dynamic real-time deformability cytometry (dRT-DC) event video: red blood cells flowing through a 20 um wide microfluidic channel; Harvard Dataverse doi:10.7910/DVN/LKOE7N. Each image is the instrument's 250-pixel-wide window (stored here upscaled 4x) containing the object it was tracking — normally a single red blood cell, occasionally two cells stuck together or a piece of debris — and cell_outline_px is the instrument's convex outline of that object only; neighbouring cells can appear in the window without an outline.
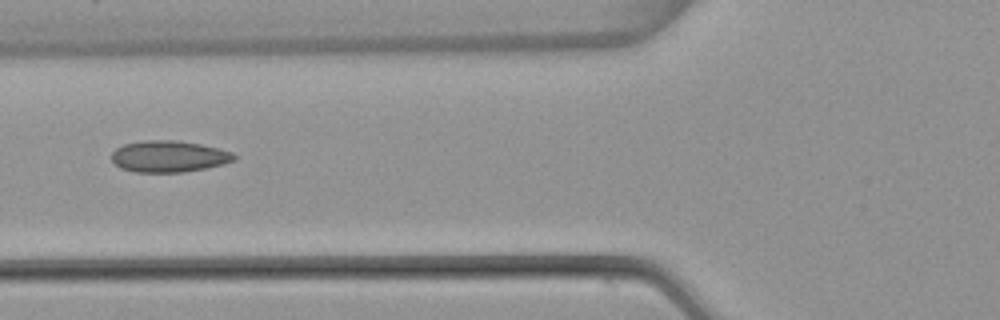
{"species": "common noctule bat (a hibernating species)", "species_latin": "Nyctalus noctula", "temperature_condition": "warm", "stored_images_in_passage": 8, "camera_frame_rate_fps": 3000, "um_per_image_px": 0.085, "animal": {"sex": "female", "body_mass_g": 22.7, "forearm_length_mm": 54.2}, "frame": {"image": 1, "passage_image": 5, "time_ms": 1.333, "image_size_px": [1000, 320], "cell_outline_px": [[236, 160], [224, 164], [184, 172], [136, 172], [120, 168], [112, 160], [112, 152], [116, 148], [124, 144], [144, 140], [176, 140], [200, 144], [232, 152], [236, 156]], "centroid_in_image_um": [14.35, 13.29], "position_along_channel_um": 111.5, "area_um2": 22.43}}
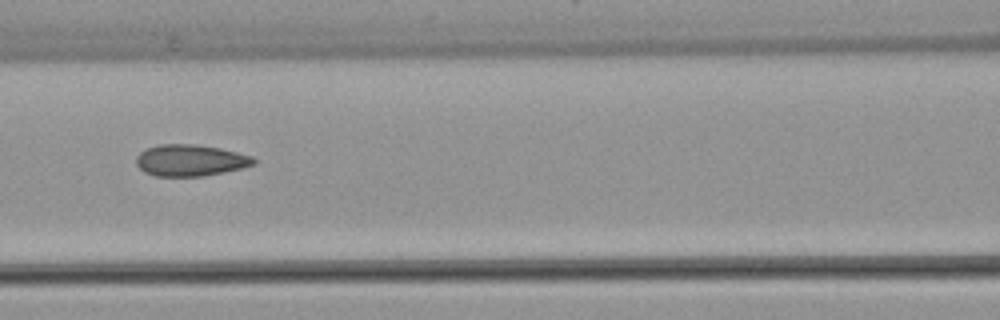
{"frame": {"image": 2, "passage_image": 6, "time_ms": 1.667, "image_size_px": [1000, 320], "cell_outline_px": [[256, 164], [244, 168], [204, 176], [156, 176], [144, 172], [136, 164], [136, 156], [140, 152], [148, 148], [160, 144], [196, 144], [220, 148], [252, 156], [256, 160]], "centroid_in_image_um": [16.2, 13.63], "position_along_channel_um": 150.4, "area_um2": 21.68}}